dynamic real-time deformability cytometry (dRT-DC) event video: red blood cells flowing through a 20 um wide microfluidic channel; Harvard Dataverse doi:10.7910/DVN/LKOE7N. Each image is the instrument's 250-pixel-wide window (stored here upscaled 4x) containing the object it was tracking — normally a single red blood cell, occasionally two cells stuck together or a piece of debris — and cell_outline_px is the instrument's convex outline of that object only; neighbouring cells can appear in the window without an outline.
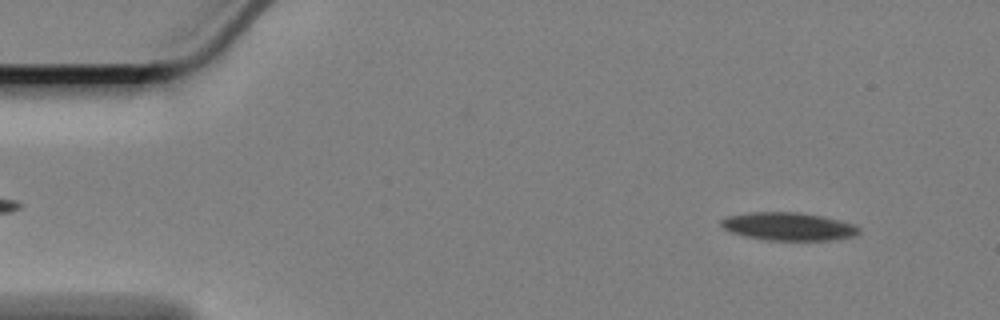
{"species": "Egyptian fruit bat (a non-hibernating species)", "species_latin": "Rousettus aegyptiacus", "temperature_condition": "cold", "stored_images_in_passage": 59, "camera_frame_rate_fps": 3000, "um_per_image_px": 0.085, "animal": {"sex": "female"}, "frame": {"image": 1, "passage_image": 5, "time_ms": 1.333, "image_size_px": [1000, 320], "cell_outline_px": [[860, 232], [856, 236], [832, 240], [768, 240], [748, 236], [732, 232], [724, 228], [720, 224], [720, 220], [728, 216], [748, 212], [800, 212], [824, 216], [856, 224], [860, 228]], "centroid_in_image_um": [67.08, 19.24], "position_along_channel_um": 17.9, "area_um2": 22.6}}
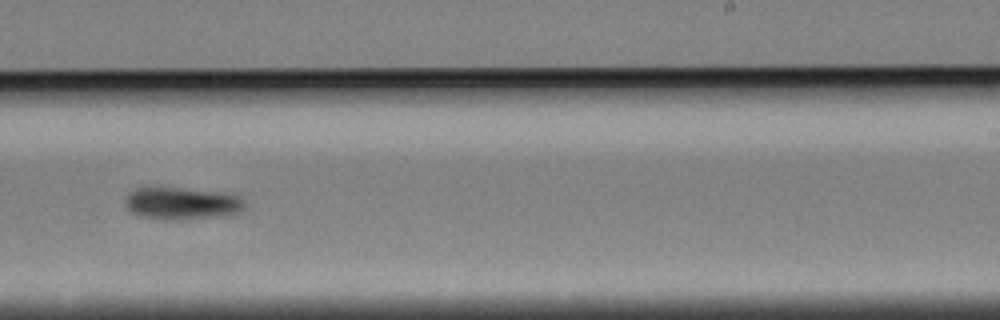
{"frame": {"image": 2, "passage_image": 36, "time_ms": 11.667, "image_size_px": [1000, 320], "cell_outline_px": [[248, 204], [240, 212], [224, 216], [164, 220], [144, 216], [132, 212], [124, 204], [124, 200], [128, 192], [144, 184], [224, 192], [240, 196]], "centroid_in_image_um": [15.44, 17.23], "position_along_channel_um": 273.6, "area_um2": 23.29}}
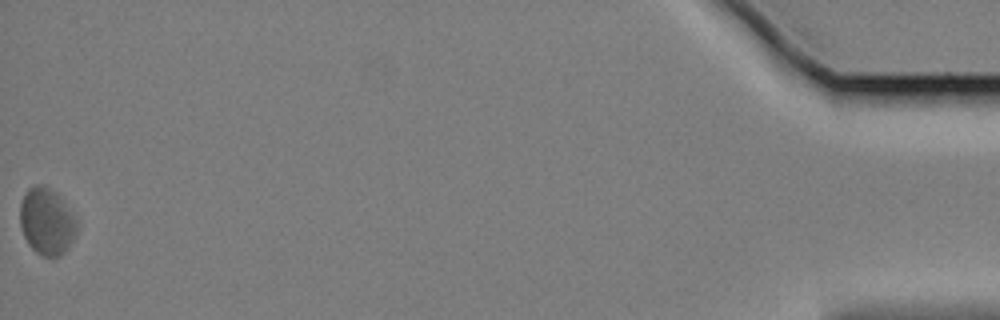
{"frame": {"image": 3, "passage_image": 59, "time_ms": 19.333, "image_size_px": [1000, 320], "cell_outline_px": [[76, 232], [68, 248], [60, 256], [52, 260], [36, 252], [28, 244], [24, 236], [20, 224], [20, 204], [28, 188], [36, 184], [44, 184], [56, 192], [76, 224]], "centroid_in_image_um": [3.93, 18.86], "position_along_channel_um": 431.3, "area_um2": 21.79}, "authors_computed_cell_mechanics": {"area_um2": 22.542, "velocity_mm_per_s": 3.3156, "shape_relaxation_time_tau1_ms": 3.01, "shape_relaxation_time_tau2_ms": null, "deformation_change_tau1": 0.0874, "deformation_change_tau2": null}}